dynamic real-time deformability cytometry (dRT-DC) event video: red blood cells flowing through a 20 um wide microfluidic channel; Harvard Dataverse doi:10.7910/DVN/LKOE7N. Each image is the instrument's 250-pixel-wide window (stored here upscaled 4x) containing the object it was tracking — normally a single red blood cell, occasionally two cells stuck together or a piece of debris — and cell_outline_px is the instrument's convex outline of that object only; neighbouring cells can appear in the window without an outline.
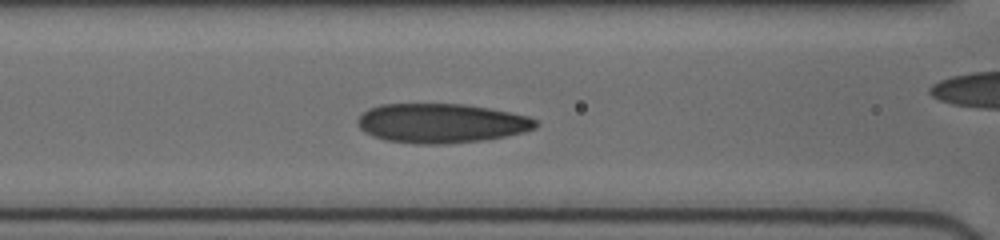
{"species": "human", "species_latin": "Homo sapiens", "temperature_condition": "cold", "stored_images_in_passage": 17, "camera_frame_rate_fps": 3000, "um_per_image_px": 0.085, "donor": {"sex": "female"}, "frame": {"image": 1, "passage_image": 10, "time_ms": 4.333, "image_size_px": [1000, 240], "cell_outline_px": [[540, 124], [536, 128], [524, 132], [484, 140], [448, 144], [416, 144], [384, 140], [372, 136], [364, 132], [356, 124], [356, 120], [368, 108], [380, 104], [460, 104], [488, 108], [528, 116], [536, 120]], "centroid_in_image_um": [37.48, 10.48], "position_along_channel_um": 129.1, "area_um2": 41.04}}
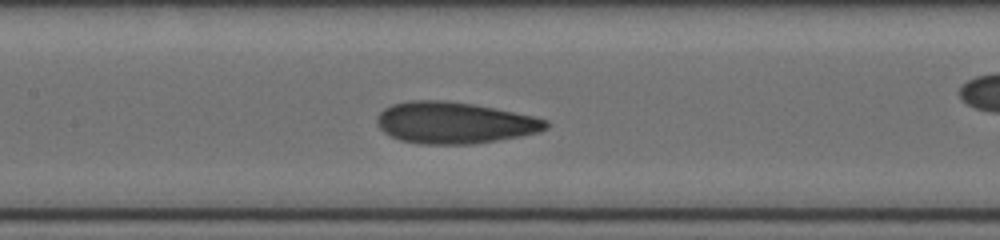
{"frame": {"image": 2, "passage_image": 12, "time_ms": 5.333, "image_size_px": [1000, 240], "cell_outline_px": [[548, 128], [540, 132], [520, 136], [472, 144], [420, 144], [400, 140], [384, 132], [376, 124], [376, 116], [384, 108], [392, 104], [412, 100], [440, 100], [472, 104], [532, 116], [548, 120]], "centroid_in_image_um": [38.59, 10.44], "position_along_channel_um": 168.8, "area_um2": 40.69}}
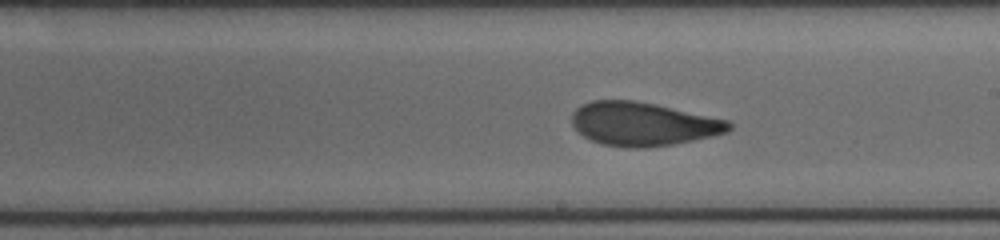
{"frame": {"image": 3, "passage_image": 15, "time_ms": 7.0, "image_size_px": [1000, 240], "cell_outline_px": [[732, 128], [728, 132], [712, 136], [672, 144], [648, 148], [628, 148], [600, 144], [576, 132], [572, 124], [572, 112], [580, 104], [592, 100], [636, 100], [656, 104], [728, 120], [732, 124]], "centroid_in_image_um": [54.62, 10.53], "position_along_channel_um": 234.4, "area_um2": 40.17}}